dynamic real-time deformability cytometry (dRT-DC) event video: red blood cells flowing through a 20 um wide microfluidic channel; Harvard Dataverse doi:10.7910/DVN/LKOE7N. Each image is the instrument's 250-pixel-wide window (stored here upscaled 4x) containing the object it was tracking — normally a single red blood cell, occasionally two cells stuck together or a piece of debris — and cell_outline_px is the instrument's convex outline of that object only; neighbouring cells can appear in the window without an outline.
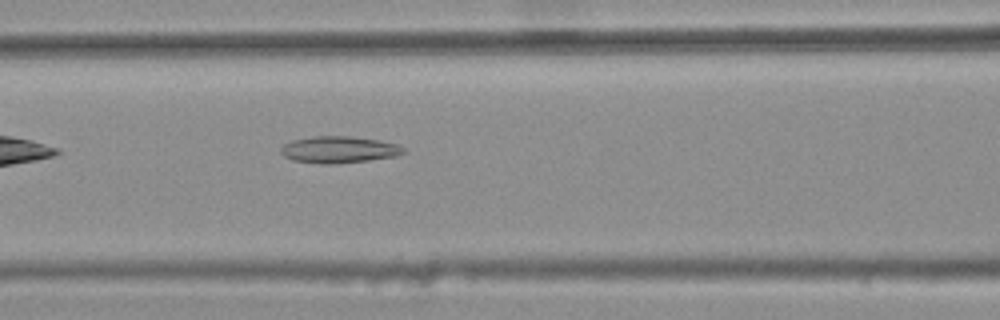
{"species": "common noctule bat (a hibernating species)", "species_latin": "Nyctalus noctula", "temperature_condition": "warm", "stored_images_in_passage": 5, "segment_of_instrument_passage": [1, 2], "camera_frame_rate_fps": 3000, "um_per_image_px": 0.085, "animal": {"sex": "female", "body_mass_g": 25.1}, "frame": {"image": 1, "passage_image": 4, "time_ms": 1.0, "image_size_px": [1000, 320], "cell_outline_px": [[404, 152], [396, 156], [368, 160], [336, 164], [320, 164], [292, 160], [284, 156], [280, 152], [280, 148], [284, 144], [292, 140], [312, 136], [348, 136], [380, 140], [396, 144], [404, 148]], "centroid_in_image_um": [28.77, 12.72], "position_along_channel_um": 137.8, "area_um2": 19.13}}